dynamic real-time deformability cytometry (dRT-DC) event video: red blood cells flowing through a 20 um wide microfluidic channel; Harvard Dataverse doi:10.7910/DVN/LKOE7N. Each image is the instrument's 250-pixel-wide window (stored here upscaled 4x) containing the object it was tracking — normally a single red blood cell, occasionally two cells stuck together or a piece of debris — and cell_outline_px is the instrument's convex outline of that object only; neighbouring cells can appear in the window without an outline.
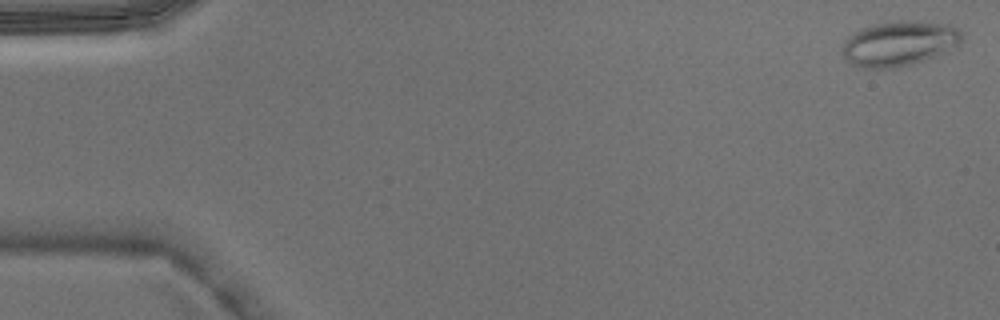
{"species": "Egyptian fruit bat (a non-hibernating species)", "species_latin": "Rousettus aegyptiacus", "temperature_condition": "warm", "stored_images_in_passage": 3, "camera_frame_rate_fps": 3000, "um_per_image_px": 0.085, "animal": {"sex": "male"}, "frame": {"image": 1, "passage_image": 1, "time_ms": 0.0, "image_size_px": [1000, 320], "cell_outline_px": [[964, 32], [960, 40], [956, 44], [936, 56], [900, 68], [876, 72], [860, 68], [844, 60], [840, 52], [840, 48], [844, 40], [852, 32], [876, 24], [900, 20], [916, 20], [948, 24]], "centroid_in_image_um": [76.32, 3.74], "position_along_channel_um": 8.7, "area_um2": 32.19}}